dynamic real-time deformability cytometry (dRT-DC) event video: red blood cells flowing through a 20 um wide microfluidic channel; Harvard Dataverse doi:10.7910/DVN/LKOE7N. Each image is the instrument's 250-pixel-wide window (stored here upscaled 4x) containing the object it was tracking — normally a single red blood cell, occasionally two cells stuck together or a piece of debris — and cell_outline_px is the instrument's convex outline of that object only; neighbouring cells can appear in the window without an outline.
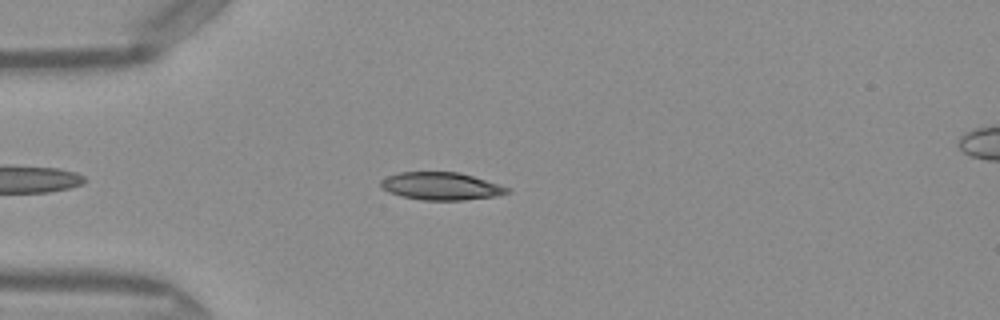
{"species": "Egyptian fruit bat (a non-hibernating species)", "species_latin": "Rousettus aegyptiacus", "temperature_condition": "warm", "stored_images_in_passage": 37, "camera_frame_rate_fps": 3000, "um_per_image_px": 0.085, "frame": {"image": 1, "passage_image": 5, "time_ms": 1.333, "image_size_px": [1000, 320], "cell_outline_px": [[512, 192], [496, 196], [464, 200], [424, 200], [404, 196], [388, 192], [380, 188], [380, 180], [388, 176], [400, 172], [460, 172], [512, 188]], "centroid_in_image_um": [37.52, 15.82], "position_along_channel_um": 47.5, "area_um2": 20.46}}
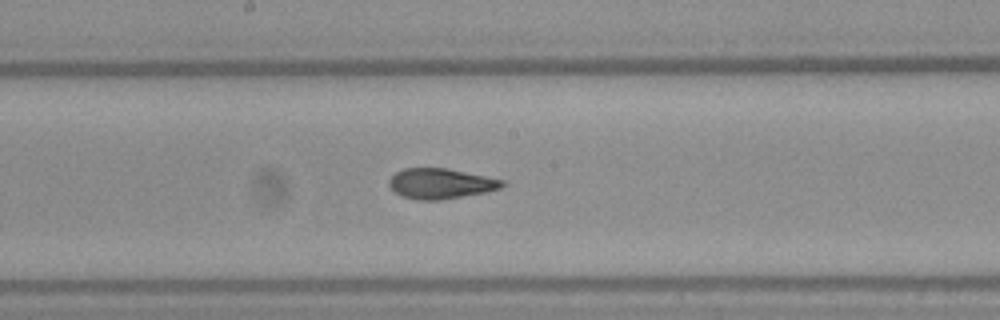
{"frame": {"image": 2, "passage_image": 18, "time_ms": 5.667, "image_size_px": [1000, 320], "cell_outline_px": [[508, 184], [500, 188], [484, 192], [440, 200], [420, 200], [404, 196], [396, 192], [388, 184], [388, 180], [396, 172], [404, 168], [448, 168], [504, 180]], "centroid_in_image_um": [37.47, 15.59], "position_along_channel_um": 210.7, "area_um2": 19.83}}
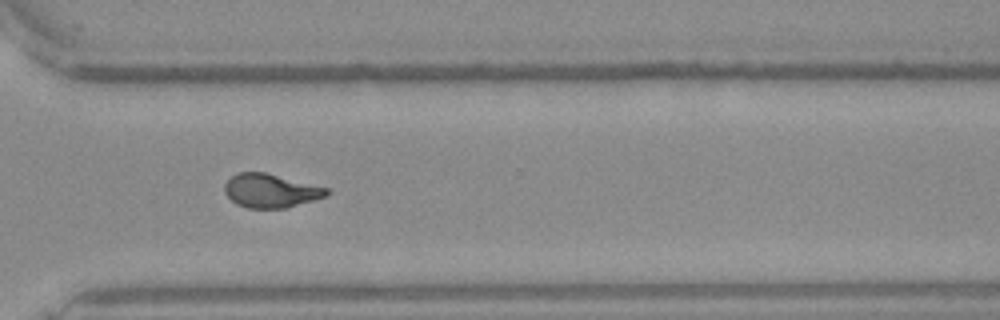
{"frame": {"image": 3, "passage_image": 28, "time_ms": 9.0, "image_size_px": [1000, 320], "cell_outline_px": [[332, 192], [324, 196], [312, 200], [284, 208], [248, 208], [236, 204], [224, 192], [224, 184], [232, 176], [240, 172], [264, 172], [332, 188]], "centroid_in_image_um": [23.03, 16.2], "position_along_channel_um": 347.6, "area_um2": 20.06}, "authors_computed_cell_mechanics": {"area_um2": 20.519, "velocity_mm_per_s": 4.1137, "shape_relaxation_time_tau1_ms": 11.2096, "shape_relaxation_time_tau2_ms": 1.3017, "deformation_change_tau1": 0.2905, "deformation_change_tau2": 0.0657}}